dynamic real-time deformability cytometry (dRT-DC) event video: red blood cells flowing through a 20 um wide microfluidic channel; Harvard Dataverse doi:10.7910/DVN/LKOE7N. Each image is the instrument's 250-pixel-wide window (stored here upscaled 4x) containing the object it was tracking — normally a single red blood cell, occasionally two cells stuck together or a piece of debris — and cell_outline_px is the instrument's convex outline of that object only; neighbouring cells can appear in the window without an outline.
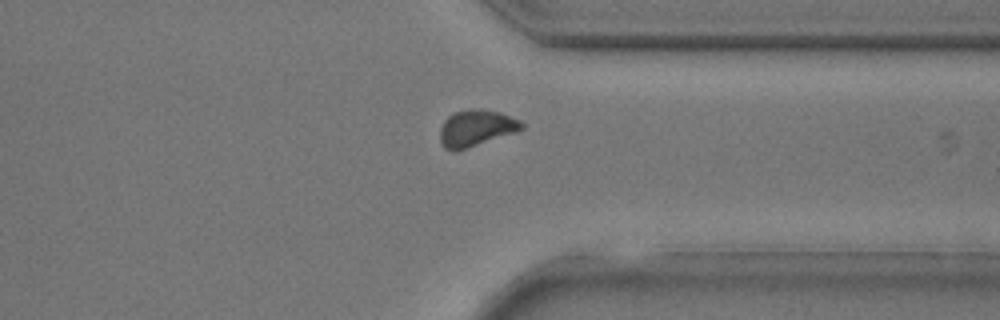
{"species": "common noctule bat (a hibernating species)", "species_latin": "Nyctalus noctula", "temperature_condition": "room temperature", "stored_images_in_passage": 19, "camera_frame_rate_fps": 3000, "um_per_image_px": 0.085, "animal": {"sex": "male", "body_mass_g": 17.9, "forearm_length_mm": 54.2}, "frame": {"image": 1, "passage_image": 17, "time_ms": 5.333, "image_size_px": [1000, 320], "cell_outline_px": [[524, 128], [516, 132], [452, 152], [444, 148], [440, 140], [440, 128], [444, 120], [448, 116], [456, 112], [468, 108], [480, 108], [500, 112], [520, 120], [524, 124]], "centroid_in_image_um": [40.46, 10.87], "position_along_channel_um": 370.9, "area_um2": 17.34}}